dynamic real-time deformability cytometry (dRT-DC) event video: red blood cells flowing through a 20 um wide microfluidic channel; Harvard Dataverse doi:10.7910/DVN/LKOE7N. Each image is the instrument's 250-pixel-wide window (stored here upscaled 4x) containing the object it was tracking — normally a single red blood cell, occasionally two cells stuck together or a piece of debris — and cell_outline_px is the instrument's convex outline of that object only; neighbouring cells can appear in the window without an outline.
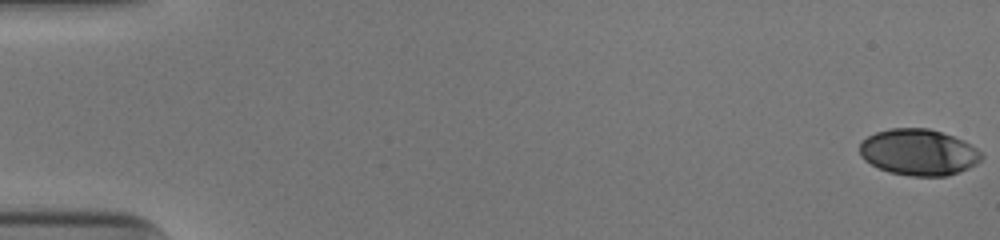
{"species": "human", "species_latin": "Homo sapiens", "temperature_condition": "cold", "stored_images_in_passage": 53, "camera_frame_rate_fps": 3000, "um_per_image_px": 0.085, "donor": {"sex": "male"}, "frame": {"image": 1, "passage_image": 1, "time_ms": 0.0, "image_size_px": [1000, 240], "cell_outline_px": [[984, 156], [976, 164], [960, 172], [948, 176], [912, 176], [888, 172], [864, 160], [860, 156], [860, 144], [868, 136], [876, 132], [888, 128], [928, 128], [964, 140], [984, 152]], "centroid_in_image_um": [78.11, 12.94], "position_along_channel_um": 6.9, "area_um2": 33.0}}
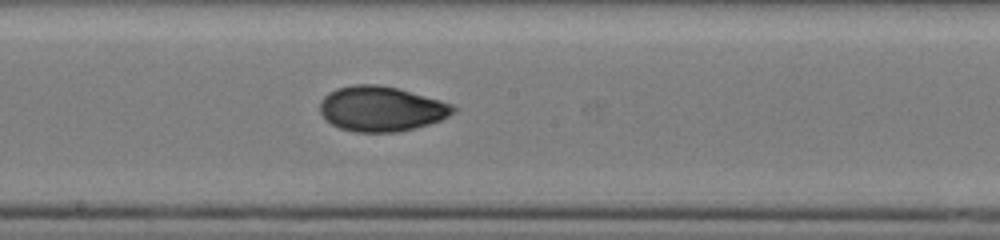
{"frame": {"image": 2, "passage_image": 30, "time_ms": 9.667, "image_size_px": [1000, 240], "cell_outline_px": [[456, 112], [440, 120], [428, 124], [396, 132], [356, 132], [340, 128], [324, 120], [320, 112], [320, 100], [328, 92], [336, 88], [352, 84], [376, 84], [396, 88], [440, 100], [452, 104], [456, 108]], "centroid_in_image_um": [32.36, 9.24], "position_along_channel_um": 215.8, "area_um2": 34.97}}
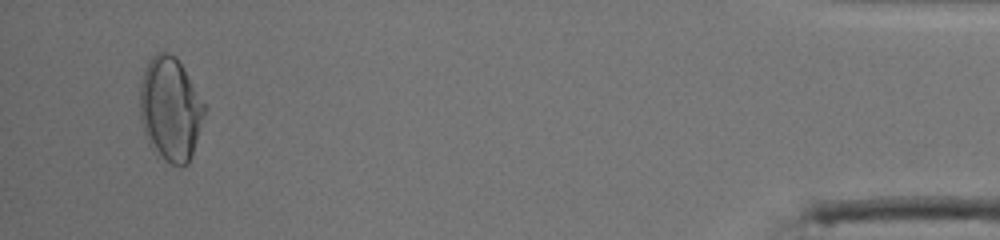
{"frame": {"image": 3, "passage_image": 51, "time_ms": 16.667, "image_size_px": [1000, 240], "cell_outline_px": [[208, 108], [192, 156], [188, 164], [180, 168], [172, 164], [148, 144], [140, 120], [140, 84], [148, 60], [156, 52], [168, 52], [176, 56]], "centroid_in_image_um": [14.5, 9.27], "position_along_channel_um": 420.7, "area_um2": 39.42}, "authors_computed_cell_mechanics": {"area_um2": 34.391, "velocity_mm_per_s": 3.9543, "shape_relaxation_time_tau1_ms": 5.2975, "shape_relaxation_time_tau2_ms": 1.6747, "deformation_change_tau1": 0.1644, "deformation_change_tau2": 0.052}}